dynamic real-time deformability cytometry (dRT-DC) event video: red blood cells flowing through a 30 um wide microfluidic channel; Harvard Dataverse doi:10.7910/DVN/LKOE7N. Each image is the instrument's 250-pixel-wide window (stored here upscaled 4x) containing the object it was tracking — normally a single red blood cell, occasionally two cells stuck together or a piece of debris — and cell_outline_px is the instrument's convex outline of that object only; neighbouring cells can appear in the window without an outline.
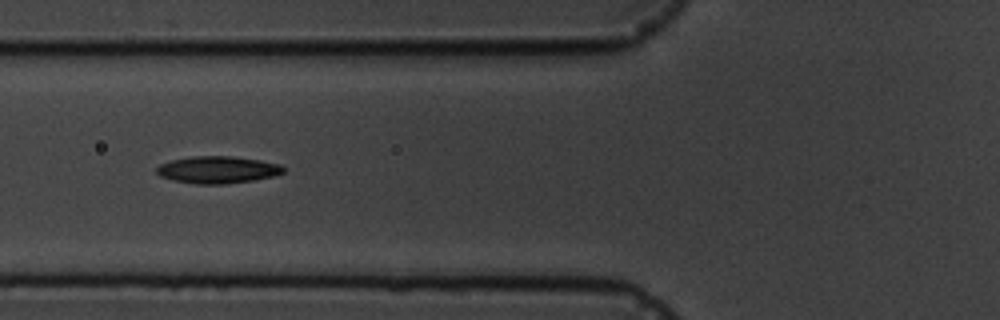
{"species": "common noctule bat (a hibernating species)", "species_latin": "Nyctalus noctula", "temperature_condition": "cold", "stored_images_in_passage": 6, "camera_frame_rate_fps": 3000, "um_per_image_px": 0.085, "animal": {"sex": "male", "body_mass_g": 19.5, "forearm_length_mm": 54.6}, "frame": {"image": 1, "passage_image": 6, "time_ms": 6.667, "image_size_px": [1000, 320], "cell_outline_px": [[284, 172], [276, 176], [252, 180], [224, 184], [196, 184], [172, 180], [160, 176], [156, 172], [156, 168], [160, 164], [172, 160], [192, 156], [232, 156], [260, 160], [280, 164], [284, 168]], "centroid_in_image_um": [18.5, 14.43], "position_along_channel_um": 107.3, "area_um2": 20.06}}